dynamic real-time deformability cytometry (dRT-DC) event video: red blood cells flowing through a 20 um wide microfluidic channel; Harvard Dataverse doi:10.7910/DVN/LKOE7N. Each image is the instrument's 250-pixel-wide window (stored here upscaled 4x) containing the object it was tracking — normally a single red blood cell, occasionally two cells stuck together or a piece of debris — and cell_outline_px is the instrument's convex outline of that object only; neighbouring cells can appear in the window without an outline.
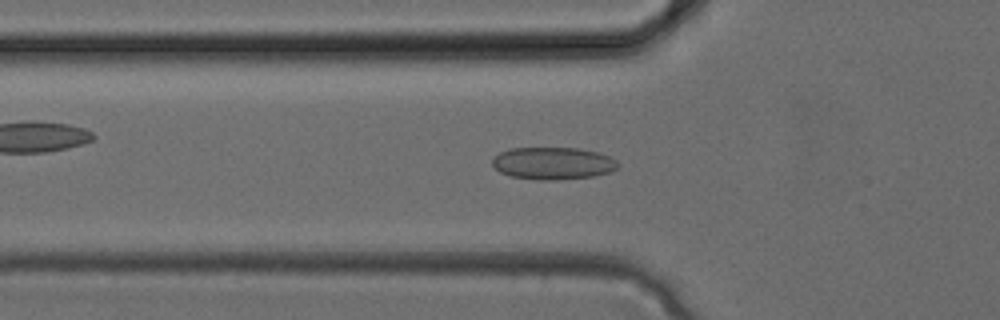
{"species": "common noctule bat (a hibernating species)", "species_latin": "Nyctalus noctula", "temperature_condition": "cold", "stored_images_in_passage": 34, "camera_frame_rate_fps": 3000, "um_per_image_px": 0.085, "animal": {"sex": "female", "body_mass_g": 24.6, "forearm_length_mm": 56.2}, "frame": {"image": 1, "passage_image": 11, "time_ms": 3.333, "image_size_px": [1000, 320], "cell_outline_px": [[620, 164], [612, 172], [592, 176], [552, 180], [540, 180], [512, 176], [500, 172], [492, 164], [492, 156], [500, 152], [512, 148], [580, 148], [596, 152], [608, 156], [616, 160]], "centroid_in_image_um": [46.99, 13.87], "position_along_channel_um": 78.8, "area_um2": 23.58}}
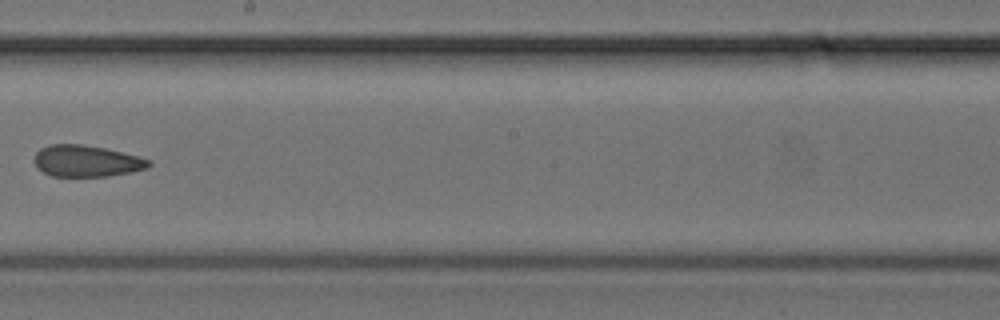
{"frame": {"image": 2, "passage_image": 19, "time_ms": 6.0, "image_size_px": [1000, 320], "cell_outline_px": [[152, 164], [148, 168], [132, 172], [108, 176], [52, 176], [36, 168], [36, 152], [40, 148], [52, 144], [84, 144], [104, 148], [152, 160]], "centroid_in_image_um": [7.37, 13.69], "position_along_channel_um": 240.8, "area_um2": 20.92}}
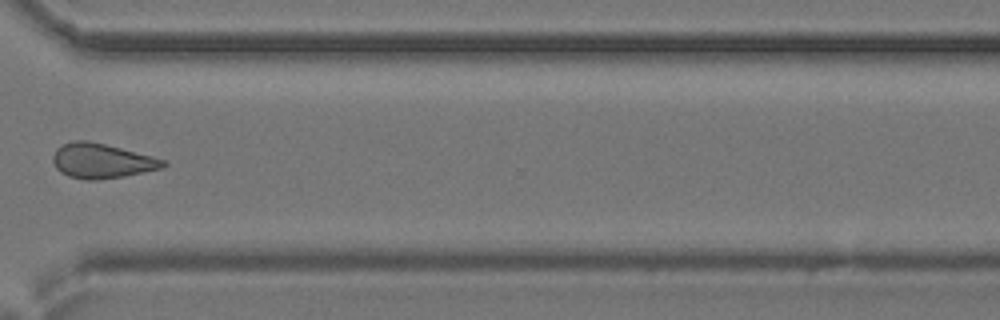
{"frame": {"image": 3, "passage_image": 25, "time_ms": 8.0, "image_size_px": [1000, 320], "cell_outline_px": [[168, 164], [160, 168], [124, 176], [96, 180], [88, 180], [68, 176], [60, 172], [56, 168], [52, 160], [52, 156], [56, 148], [72, 140], [88, 140], [152, 156], [164, 160]], "centroid_in_image_um": [8.6, 13.67], "position_along_channel_um": 362.0, "area_um2": 22.14}}